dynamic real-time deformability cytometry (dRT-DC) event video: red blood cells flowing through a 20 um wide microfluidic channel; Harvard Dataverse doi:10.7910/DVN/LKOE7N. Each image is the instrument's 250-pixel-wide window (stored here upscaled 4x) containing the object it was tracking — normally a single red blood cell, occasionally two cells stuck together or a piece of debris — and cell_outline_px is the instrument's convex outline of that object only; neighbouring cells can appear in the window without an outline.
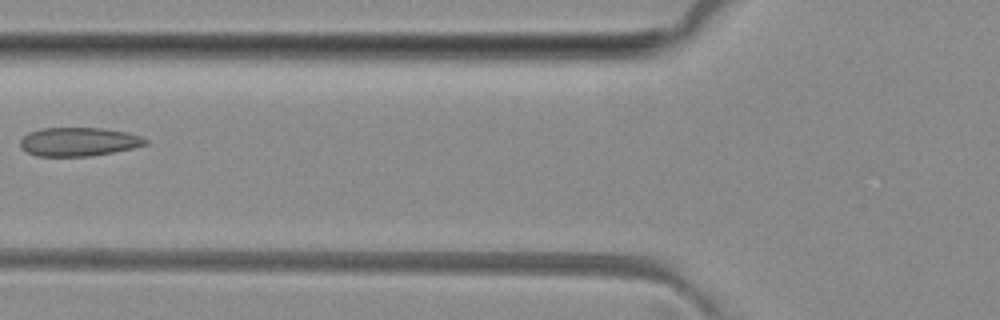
{"species": "common noctule bat (a hibernating species)", "species_latin": "Nyctalus noctula", "temperature_condition": "room temperature", "stored_images_in_passage": 2, "camera_frame_rate_fps": 3000, "um_per_image_px": 0.085, "animal": {"sex": "female", "body_mass_g": 29.2, "forearm_length_mm": 56.3}, "frame": {"image": 1, "passage_image": 2, "time_ms": 1.333, "image_size_px": [1000, 320], "cell_outline_px": [[148, 144], [132, 148], [112, 152], [88, 156], [36, 156], [20, 148], [20, 140], [28, 132], [40, 128], [104, 128], [128, 132], [140, 136], [148, 140]], "centroid_in_image_um": [6.67, 12.04], "position_along_channel_um": 119.1, "area_um2": 20.98}}